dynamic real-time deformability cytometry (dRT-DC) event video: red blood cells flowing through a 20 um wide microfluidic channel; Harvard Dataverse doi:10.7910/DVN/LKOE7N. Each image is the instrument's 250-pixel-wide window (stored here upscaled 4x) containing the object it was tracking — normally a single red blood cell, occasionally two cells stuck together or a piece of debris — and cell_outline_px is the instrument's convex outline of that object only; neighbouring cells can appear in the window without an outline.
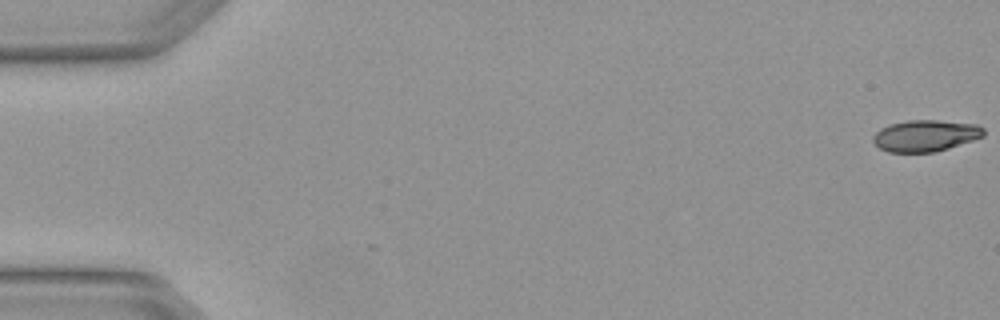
{"species": "Egyptian fruit bat (a non-hibernating species)", "species_latin": "Rousettus aegyptiacus", "temperature_condition": "warm", "stored_images_in_passage": 5, "camera_frame_rate_fps": 3000, "um_per_image_px": 0.085, "animal": {"sex": "female"}, "frame": {"image": 1, "passage_image": 1, "time_ms": 0.0, "image_size_px": [1000, 320], "cell_outline_px": [[984, 136], [936, 152], [888, 152], [880, 148], [872, 140], [872, 136], [880, 128], [892, 124], [908, 120], [936, 120], [976, 124], [984, 128]], "centroid_in_image_um": [78.65, 11.53], "position_along_channel_um": 6.3, "area_um2": 20.17}}
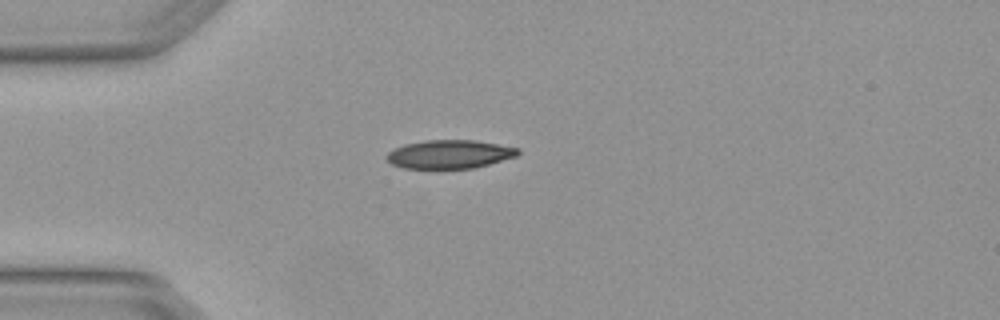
{"frame": {"image": 2, "passage_image": 4, "time_ms": 1.0, "image_size_px": [1000, 320], "cell_outline_px": [[520, 152], [516, 156], [488, 164], [472, 168], [404, 168], [392, 164], [384, 156], [388, 152], [404, 144], [424, 140], [476, 140], [520, 148]], "centroid_in_image_um": [38.2, 13.1], "position_along_channel_um": 46.8, "area_um2": 21.73}}